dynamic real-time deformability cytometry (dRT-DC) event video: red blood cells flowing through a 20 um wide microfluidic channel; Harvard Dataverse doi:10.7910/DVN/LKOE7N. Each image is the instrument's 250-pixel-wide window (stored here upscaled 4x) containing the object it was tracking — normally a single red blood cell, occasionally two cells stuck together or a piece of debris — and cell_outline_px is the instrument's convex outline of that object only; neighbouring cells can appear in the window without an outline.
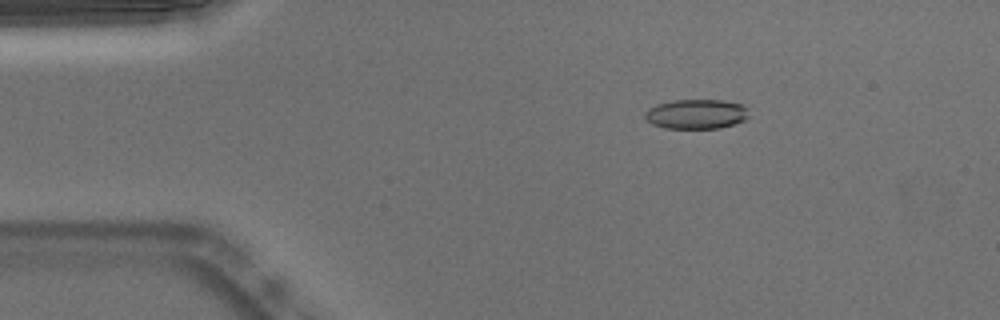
{"species": "Egyptian fruit bat (a non-hibernating species)", "species_latin": "Rousettus aegyptiacus", "temperature_condition": "warm", "stored_images_in_passage": 53, "segment_of_instrument_passage": [1, 2], "camera_frame_rate_fps": 3000, "um_per_image_px": 0.085, "animal": {"sex": "male"}, "frame": {"image": 1, "passage_image": 9, "time_ms": 2.667, "image_size_px": [1000, 320], "cell_outline_px": [[748, 116], [744, 120], [720, 128], [664, 128], [652, 124], [644, 116], [644, 112], [648, 108], [656, 104], [672, 100], [724, 100], [744, 104], [748, 108]], "centroid_in_image_um": [59.18, 9.68], "position_along_channel_um": 25.8, "area_um2": 18.09}}
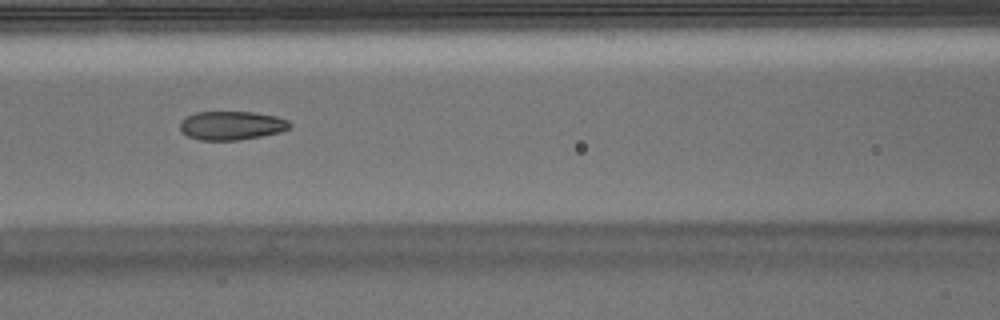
{"frame": {"image": 2, "passage_image": 23, "time_ms": 7.333, "image_size_px": [1000, 320], "cell_outline_px": [[292, 124], [288, 128], [280, 132], [240, 140], [200, 140], [188, 136], [180, 128], [180, 120], [196, 112], [252, 112], [276, 116], [288, 120]], "centroid_in_image_um": [19.68, 10.66], "position_along_channel_um": 146.9, "area_um2": 18.26}}
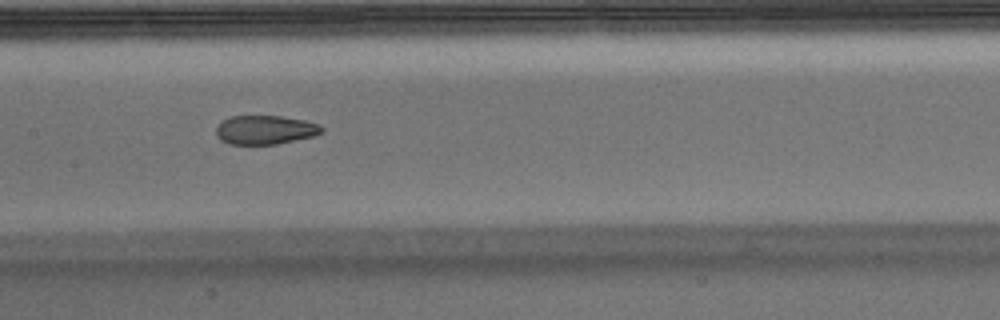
{"frame": {"image": 3, "passage_image": 26, "time_ms": 8.333, "image_size_px": [1000, 320], "cell_outline_px": [[324, 132], [312, 136], [276, 144], [228, 144], [220, 140], [216, 136], [216, 128], [224, 120], [232, 116], [280, 116], [304, 120], [320, 124], [324, 128]], "centroid_in_image_um": [22.55, 11.04], "position_along_channel_um": 184.9, "area_um2": 17.74}}